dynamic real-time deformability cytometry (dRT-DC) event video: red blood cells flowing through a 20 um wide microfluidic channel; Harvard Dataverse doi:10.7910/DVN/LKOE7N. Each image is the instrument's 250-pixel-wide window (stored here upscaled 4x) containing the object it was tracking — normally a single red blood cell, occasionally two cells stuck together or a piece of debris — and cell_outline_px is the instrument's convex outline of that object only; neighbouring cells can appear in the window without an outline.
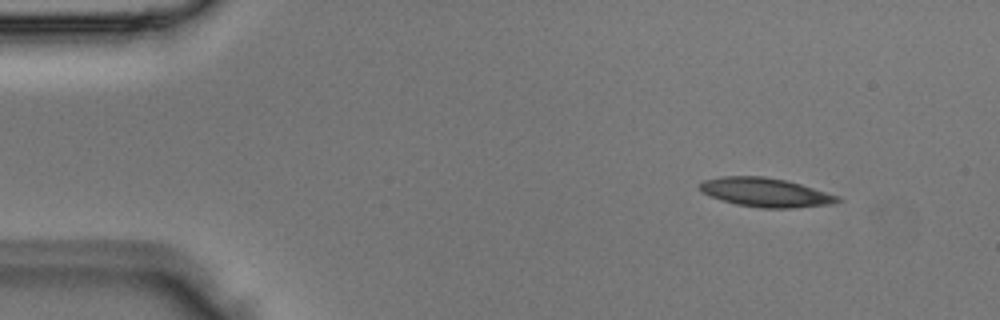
{"species": "Egyptian fruit bat (a non-hibernating species)", "species_latin": "Rousettus aegyptiacus", "temperature_condition": "room temperature", "stored_images_in_passage": 4, "segment_of_instrument_passage": [1, 2], "camera_frame_rate_fps": 3000, "um_per_image_px": 0.085, "animal": {"sex": "male"}, "frame": {"image": 1, "passage_image": 1, "time_ms": 0.0, "image_size_px": [1000, 320], "cell_outline_px": [[844, 200], [836, 204], [792, 208], [760, 208], [736, 204], [712, 196], [704, 192], [700, 188], [700, 184], [704, 180], [720, 176], [764, 176], [788, 180], [840, 196]], "centroid_in_image_um": [65.17, 16.35], "position_along_channel_um": 19.8, "area_um2": 23.35}}
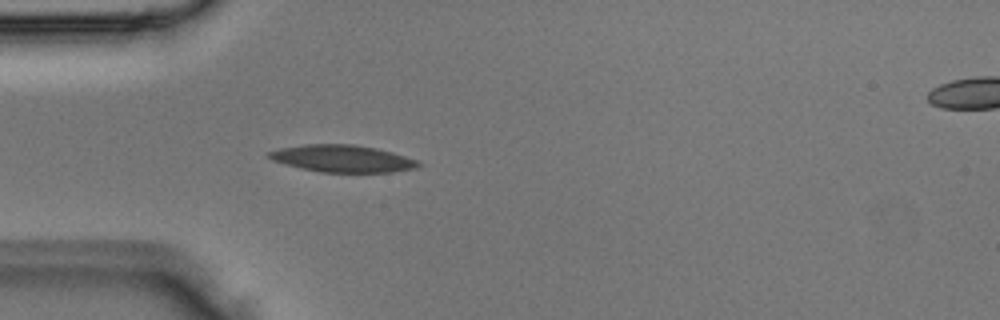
{"frame": {"image": 2, "passage_image": 3, "time_ms": 0.667, "image_size_px": [1000, 320], "cell_outline_px": [[424, 164], [416, 168], [392, 172], [320, 172], [300, 168], [284, 164], [272, 160], [264, 156], [268, 152], [280, 148], [304, 144], [352, 144], [376, 148], [392, 152], [416, 160]], "centroid_in_image_um": [29.07, 13.48], "position_along_channel_um": 55.9, "area_um2": 23.7}}